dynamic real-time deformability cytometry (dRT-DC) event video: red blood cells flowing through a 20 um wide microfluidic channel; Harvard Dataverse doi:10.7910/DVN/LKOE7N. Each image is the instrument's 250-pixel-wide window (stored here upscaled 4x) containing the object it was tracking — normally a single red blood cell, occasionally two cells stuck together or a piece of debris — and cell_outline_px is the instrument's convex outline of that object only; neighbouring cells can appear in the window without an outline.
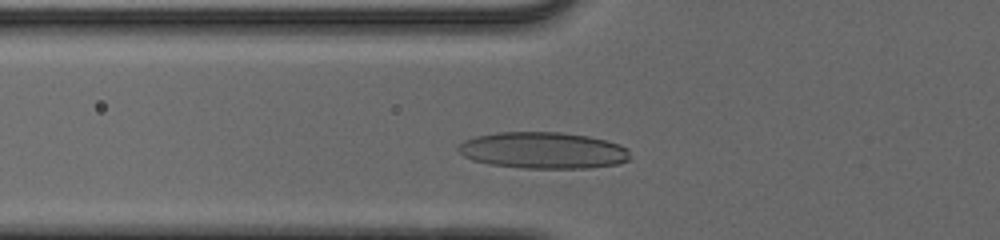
{"species": "human", "species_latin": "Homo sapiens", "temperature_condition": "cold", "stored_images_in_passage": 34, "camera_frame_rate_fps": 3000, "um_per_image_px": 0.085, "donor": {"sex": "male"}, "frame": {"image": 1, "passage_image": 8, "time_ms": 2.333, "image_size_px": [1000, 240], "cell_outline_px": [[628, 160], [620, 164], [588, 168], [524, 168], [488, 164], [472, 160], [464, 156], [456, 148], [464, 140], [476, 136], [496, 132], [560, 132], [588, 136], [620, 144], [628, 148]], "centroid_in_image_um": [46.15, 12.78], "position_along_channel_um": 79.6, "area_um2": 36.65}}
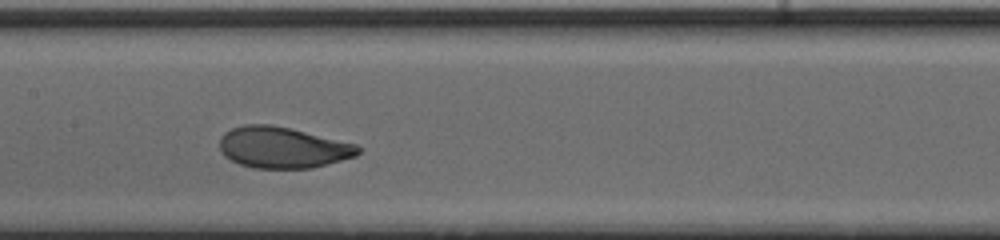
{"frame": {"image": 2, "passage_image": 16, "time_ms": 5.0, "image_size_px": [1000, 240], "cell_outline_px": [[360, 152], [356, 156], [312, 168], [252, 168], [240, 164], [224, 156], [220, 152], [220, 136], [224, 132], [232, 128], [244, 124], [268, 124], [288, 128], [356, 144], [360, 148]], "centroid_in_image_um": [23.99, 12.54], "position_along_channel_um": 183.4, "area_um2": 33.06}}
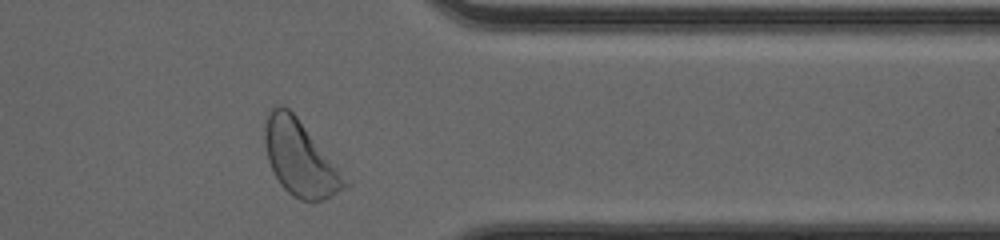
{"frame": {"image": 3, "passage_image": 32, "time_ms": 10.333, "image_size_px": [1000, 240], "cell_outline_px": [[352, 184], [324, 200], [300, 200], [292, 196], [280, 184], [268, 160], [264, 144], [264, 124], [268, 108], [276, 104], [284, 104], [296, 116], [352, 180]], "centroid_in_image_um": [25.54, 13.42], "position_along_channel_um": 385.9, "area_um2": 35.84}, "authors_computed_cell_mechanics": {"area_um2": 33.0038, "velocity_mm_per_s": 3.8941, "shape_relaxation_time_tau1_ms": 2.3152, "shape_relaxation_time_tau2_ms": 0.8821, "deformation_change_tau1": 0.1496, "deformation_change_tau2": 0.0634}}